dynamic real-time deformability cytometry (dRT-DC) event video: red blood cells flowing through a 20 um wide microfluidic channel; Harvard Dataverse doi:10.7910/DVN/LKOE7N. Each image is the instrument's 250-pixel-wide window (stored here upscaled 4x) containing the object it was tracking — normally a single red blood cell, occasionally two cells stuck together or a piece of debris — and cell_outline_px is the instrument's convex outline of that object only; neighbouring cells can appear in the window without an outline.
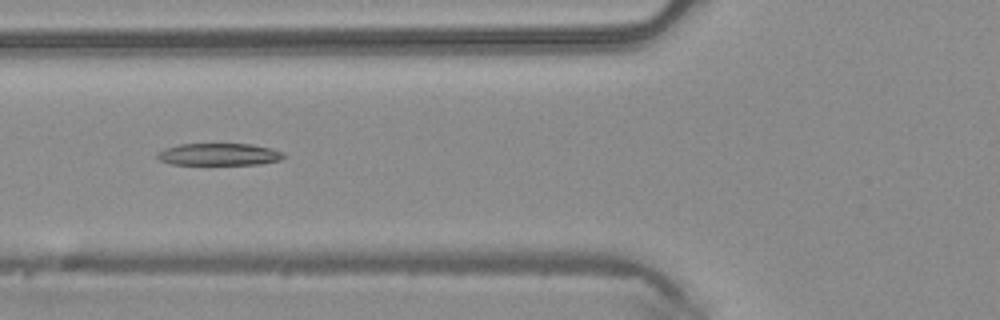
{"species": "common noctule bat (a hibernating species)", "species_latin": "Nyctalus noctula", "temperature_condition": "warm", "stored_images_in_passage": 13, "camera_frame_rate_fps": 3000, "um_per_image_px": 0.085, "animal": {"sex": "male", "body_mass_g": 20.4}, "frame": {"image": 1, "passage_image": 8, "time_ms": 2.333, "image_size_px": [1000, 320], "cell_outline_px": [[288, 156], [280, 160], [260, 164], [172, 164], [160, 160], [156, 156], [156, 152], [164, 148], [180, 144], [252, 144], [272, 148], [284, 152]], "centroid_in_image_um": [18.65, 13.11], "position_along_channel_um": 107.1, "area_um2": 16.42}}
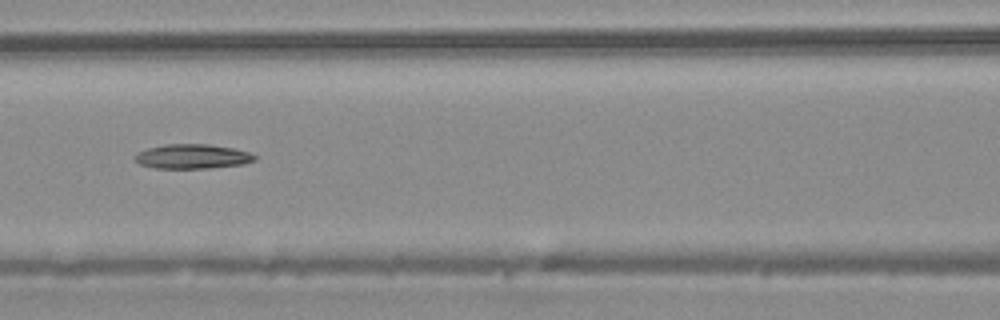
{"frame": {"image": 2, "passage_image": 11, "time_ms": 3.333, "image_size_px": [1000, 320], "cell_outline_px": [[256, 160], [244, 164], [208, 168], [156, 168], [140, 164], [136, 160], [136, 152], [148, 148], [164, 144], [208, 144], [232, 148], [248, 152], [256, 156]], "centroid_in_image_um": [16.36, 13.29], "position_along_channel_um": 150.2, "area_um2": 16.99}}